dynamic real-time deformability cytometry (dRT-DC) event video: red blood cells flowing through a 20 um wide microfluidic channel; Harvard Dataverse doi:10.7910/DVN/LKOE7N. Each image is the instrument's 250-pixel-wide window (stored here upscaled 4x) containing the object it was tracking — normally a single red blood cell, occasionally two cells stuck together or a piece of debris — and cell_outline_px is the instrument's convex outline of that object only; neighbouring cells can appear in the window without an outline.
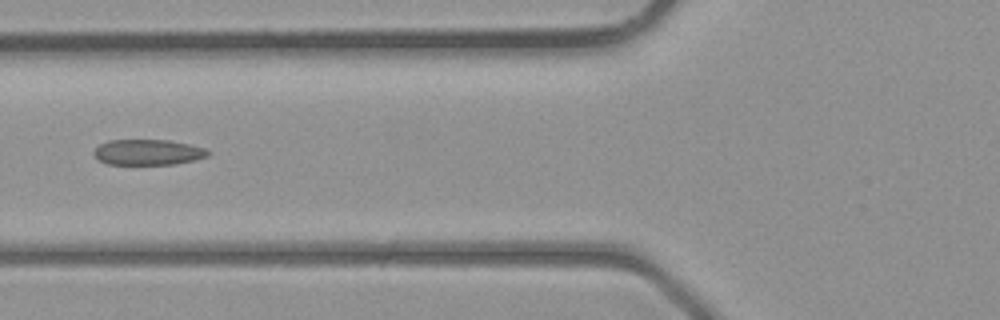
{"species": "common noctule bat (a hibernating species)", "species_latin": "Nyctalus noctula", "temperature_condition": "room temperature", "stored_images_in_passage": 5, "camera_frame_rate_fps": 3000, "um_per_image_px": 0.085, "animal": {"sex": "male", "body_mass_g": 23.1, "forearm_length_mm": 52.7}, "frame": {"image": 1, "passage_image": 5, "time_ms": 4.333, "image_size_px": [1000, 320], "cell_outline_px": [[212, 152], [208, 156], [196, 160], [176, 164], [108, 164], [100, 160], [92, 152], [100, 144], [108, 140], [168, 140], [188, 144], [204, 148]], "centroid_in_image_um": [12.61, 12.94], "position_along_channel_um": 113.2, "area_um2": 16.99}}